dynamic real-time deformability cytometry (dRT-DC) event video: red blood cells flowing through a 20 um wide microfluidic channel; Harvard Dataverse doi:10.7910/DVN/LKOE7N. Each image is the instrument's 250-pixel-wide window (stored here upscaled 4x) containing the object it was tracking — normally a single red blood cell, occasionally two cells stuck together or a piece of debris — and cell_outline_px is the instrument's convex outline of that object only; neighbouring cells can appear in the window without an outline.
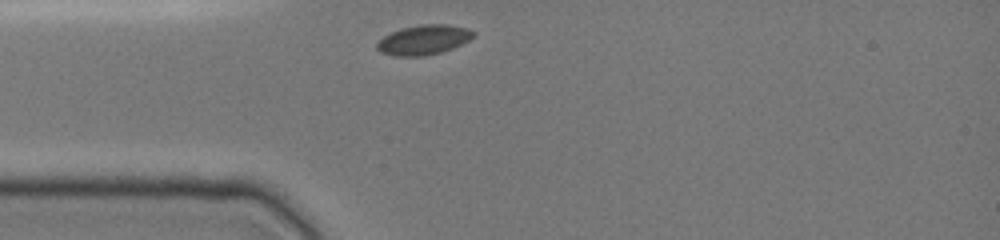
{"species": "common noctule bat (a hibernating species)", "species_latin": "Nyctalus noctula", "temperature_condition": "cold", "stored_images_in_passage": 28, "camera_frame_rate_fps": 3000, "um_per_image_px": 0.085, "animal": {"sex": "female", "body_mass_g": 19.0, "forearm_length_mm": 51.5}, "frame": {"image": 1, "passage_image": 1, "time_ms": 0.0, "image_size_px": [1000, 240], "cell_outline_px": [[476, 36], [452, 48], [440, 52], [420, 56], [392, 56], [380, 52], [376, 48], [376, 44], [384, 36], [392, 32], [404, 28], [420, 24], [448, 24], [468, 28], [476, 32]], "centroid_in_image_um": [36.03, 3.38], "position_along_channel_um": 49.0, "area_um2": 16.65}}
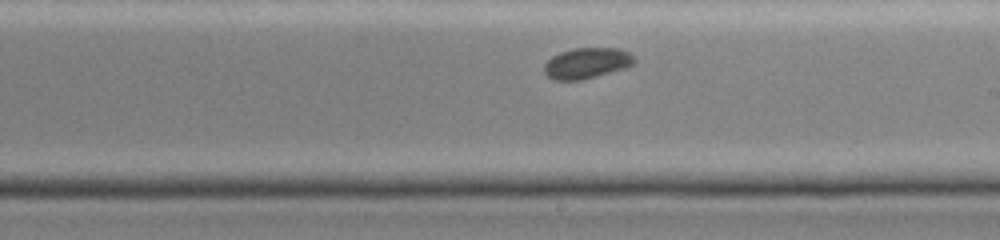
{"frame": {"image": 2, "passage_image": 16, "time_ms": 5.0, "image_size_px": [1000, 240], "cell_outline_px": [[636, 60], [632, 64], [624, 68], [584, 80], [552, 80], [544, 72], [544, 64], [552, 56], [560, 52], [572, 48], [620, 48], [628, 52]], "centroid_in_image_um": [49.85, 5.37], "position_along_channel_um": 239.2, "area_um2": 16.18}}
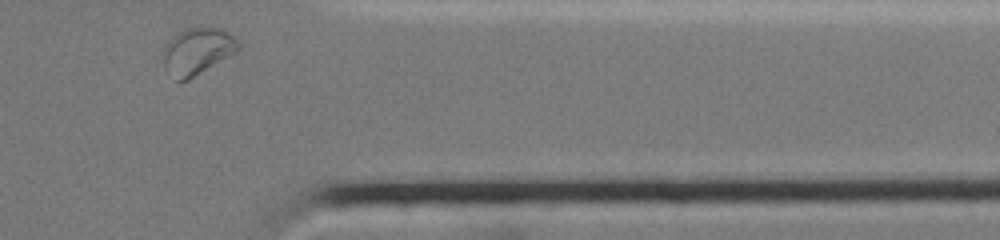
{"frame": {"image": 3, "passage_image": 28, "time_ms": 9.0, "image_size_px": [1000, 240], "cell_outline_px": [[240, 48], [236, 52], [188, 80], [176, 80], [164, 68], [164, 48], [168, 40], [176, 32], [184, 28], [216, 28], [228, 32], [240, 44]], "centroid_in_image_um": [16.75, 4.34], "position_along_channel_um": 394.6, "area_um2": 20.23}}